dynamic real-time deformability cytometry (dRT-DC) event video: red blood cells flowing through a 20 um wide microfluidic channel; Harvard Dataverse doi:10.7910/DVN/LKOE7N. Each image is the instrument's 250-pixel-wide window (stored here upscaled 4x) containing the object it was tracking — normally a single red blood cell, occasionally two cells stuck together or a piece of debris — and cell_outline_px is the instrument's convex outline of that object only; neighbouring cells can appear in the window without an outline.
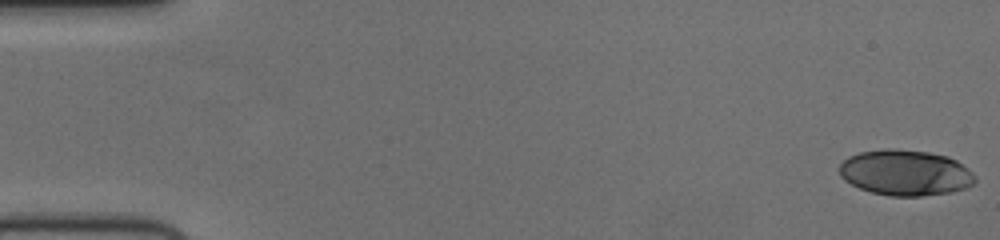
{"species": "human", "species_latin": "Homo sapiens", "temperature_condition": "cold", "stored_images_in_passage": 56, "camera_frame_rate_fps": 3000, "um_per_image_px": 0.085, "donor": {"sex": "female"}, "frame": {"image": 1, "passage_image": 1, "time_ms": 0.0, "image_size_px": [1000, 240], "cell_outline_px": [[976, 180], [968, 188], [952, 192], [920, 196], [888, 196], [872, 192], [860, 188], [844, 180], [840, 176], [840, 164], [848, 156], [860, 152], [888, 148], [892, 148], [928, 152], [948, 156], [956, 160], [968, 168], [976, 176]], "centroid_in_image_um": [76.98, 14.68], "position_along_channel_um": 8.0, "area_um2": 36.3}}
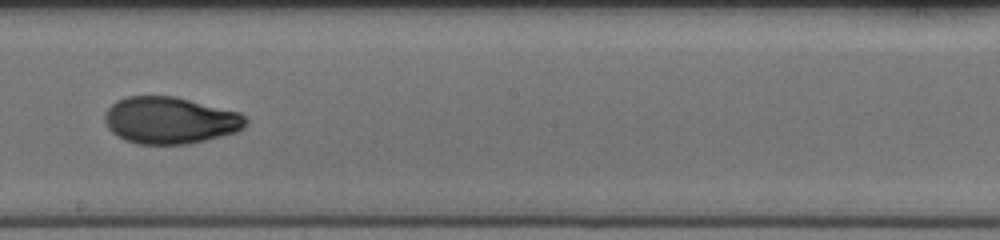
{"frame": {"image": 2, "passage_image": 32, "time_ms": 10.333, "image_size_px": [1000, 240], "cell_outline_px": [[248, 124], [244, 128], [236, 132], [188, 144], [136, 144], [124, 140], [116, 136], [108, 128], [104, 120], [104, 112], [116, 100], [128, 96], [176, 96], [240, 112], [248, 120]], "centroid_in_image_um": [14.44, 10.22], "position_along_channel_um": 233.8, "area_um2": 38.84}}
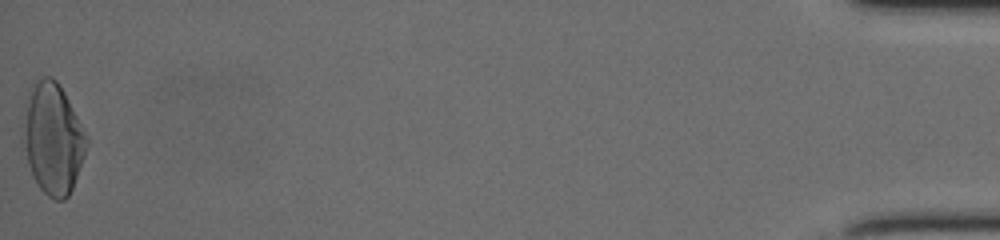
{"frame": {"image": 3, "passage_image": 56, "time_ms": 18.333, "image_size_px": [1000, 240], "cell_outline_px": [[88, 144], [72, 188], [68, 196], [64, 200], [56, 200], [48, 196], [36, 184], [32, 176], [28, 164], [24, 148], [24, 132], [28, 96], [32, 84], [40, 76], [52, 76], [56, 80], [64, 92], [88, 140]], "centroid_in_image_um": [4.49, 11.8], "position_along_channel_um": 430.7, "area_um2": 40.11}, "authors_computed_cell_mechanics": {"area_um2": 37.3388, "velocity_mm_per_s": 3.7217, "shape_relaxation_time_tau1_ms": 6.0619, "shape_relaxation_time_tau2_ms": 1.5059, "deformation_change_tau1": 0.2201, "deformation_change_tau2": 0.0548}}